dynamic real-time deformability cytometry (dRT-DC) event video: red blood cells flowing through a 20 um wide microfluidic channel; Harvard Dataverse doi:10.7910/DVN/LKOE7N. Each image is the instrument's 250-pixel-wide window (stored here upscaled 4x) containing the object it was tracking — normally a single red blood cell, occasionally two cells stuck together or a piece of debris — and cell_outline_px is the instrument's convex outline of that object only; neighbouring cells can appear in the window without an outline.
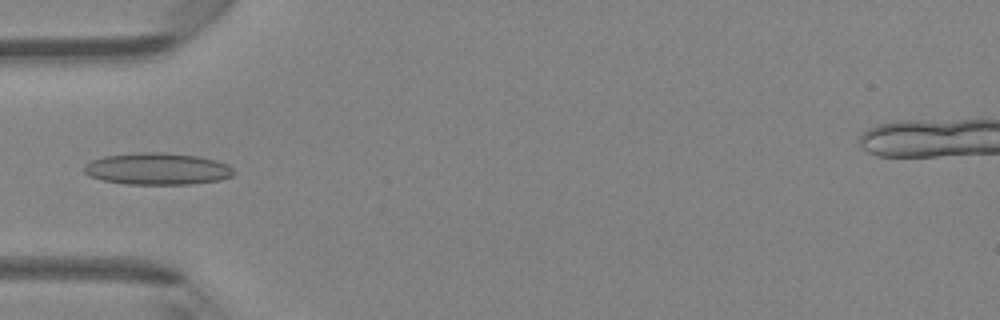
{"species": "Egyptian fruit bat (a non-hibernating species)", "species_latin": "Rousettus aegyptiacus", "temperature_condition": "room temperature", "stored_images_in_passage": 2, "camera_frame_rate_fps": 3000, "um_per_image_px": 0.085, "animal": {"sex": "female"}, "frame": {"image": 1, "passage_image": 1, "time_ms": 0.0, "image_size_px": [1000, 320], "cell_outline_px": [[236, 172], [232, 176], [220, 180], [188, 184], [128, 184], [104, 180], [88, 176], [84, 172], [84, 164], [92, 160], [104, 156], [140, 152], [164, 152], [196, 156], [216, 160], [228, 164]], "centroid_in_image_um": [13.38, 14.35], "position_along_channel_um": 71.6, "area_um2": 27.8}}
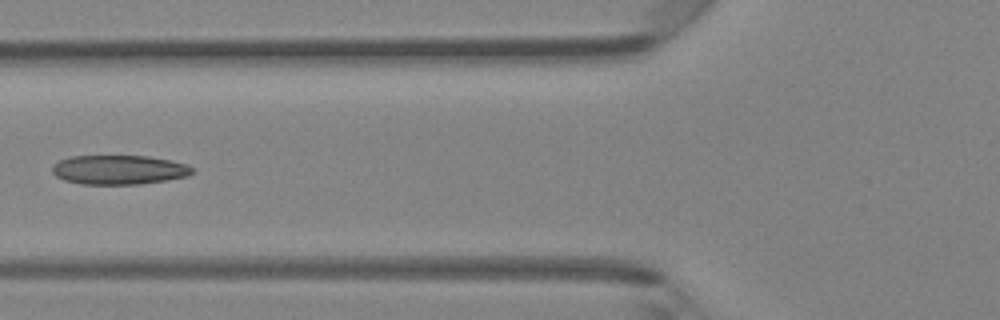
{"frame": {"image": 2, "passage_image": 2, "time_ms": 0.333, "image_size_px": [1000, 320], "cell_outline_px": [[196, 168], [188, 176], [140, 184], [80, 184], [64, 180], [56, 176], [52, 172], [52, 164], [60, 160], [72, 156], [148, 156], [172, 160], [188, 164]], "centroid_in_image_um": [10.12, 14.42], "position_along_channel_um": 115.7, "area_um2": 24.04}}